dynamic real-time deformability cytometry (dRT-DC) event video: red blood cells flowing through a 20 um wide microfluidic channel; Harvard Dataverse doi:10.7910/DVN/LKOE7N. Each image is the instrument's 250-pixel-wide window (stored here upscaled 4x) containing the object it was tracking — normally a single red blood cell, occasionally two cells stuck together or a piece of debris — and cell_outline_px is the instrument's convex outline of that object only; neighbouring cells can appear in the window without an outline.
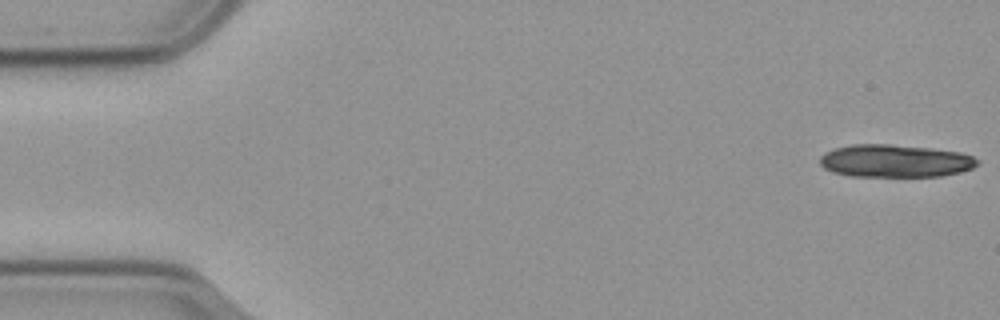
{"species": "common noctule bat (a hibernating species)", "species_latin": "Nyctalus noctula", "temperature_condition": "cold", "stored_images_in_passage": 7, "camera_frame_rate_fps": 3000, "um_per_image_px": 0.085, "animal": {"sex": "male", "body_mass_g": 23.1, "forearm_length_mm": 52.7}, "frame": {"image": 1, "passage_image": 1, "time_ms": 0.0, "image_size_px": [1000, 320], "cell_outline_px": [[976, 164], [972, 168], [960, 172], [940, 176], [852, 176], [832, 172], [824, 168], [820, 164], [820, 156], [824, 152], [836, 148], [852, 144], [892, 144], [928, 148], [960, 152], [972, 156], [976, 160]], "centroid_in_image_um": [76.03, 13.67], "position_along_channel_um": 9.0, "area_um2": 29.82}}